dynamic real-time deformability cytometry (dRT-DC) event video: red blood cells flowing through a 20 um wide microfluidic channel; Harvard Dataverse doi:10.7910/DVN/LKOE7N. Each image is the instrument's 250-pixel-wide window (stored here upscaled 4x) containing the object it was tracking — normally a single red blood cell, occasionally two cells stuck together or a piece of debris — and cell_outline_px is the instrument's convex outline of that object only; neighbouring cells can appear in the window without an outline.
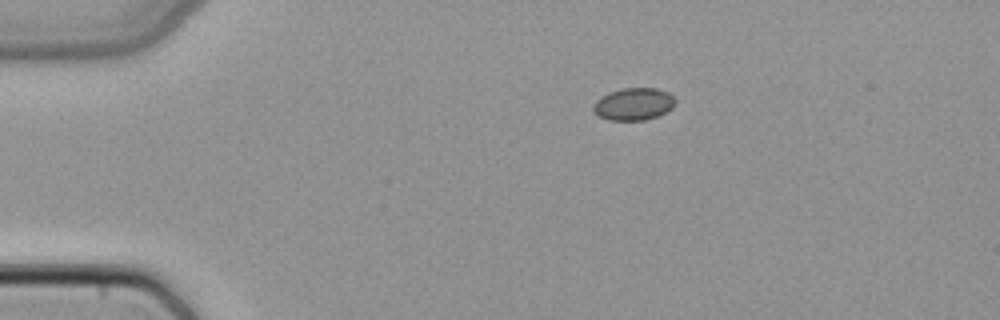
{"species": "common noctule bat (a hibernating species)", "species_latin": "Nyctalus noctula", "temperature_condition": "cold", "stored_images_in_passage": 3, "camera_frame_rate_fps": 3000, "um_per_image_px": 0.085, "animal": {"sex": "female", "body_mass_g": 22.7, "forearm_length_mm": 54.2}, "frame": {"image": 1, "passage_image": 1, "time_ms": 0.0, "image_size_px": [1000, 320], "cell_outline_px": [[676, 100], [672, 108], [656, 116], [644, 120], [608, 120], [592, 112], [592, 104], [600, 96], [608, 92], [620, 88], [656, 88], [668, 92]], "centroid_in_image_um": [53.8, 8.83], "position_along_channel_um": 31.2, "area_um2": 15.55}}
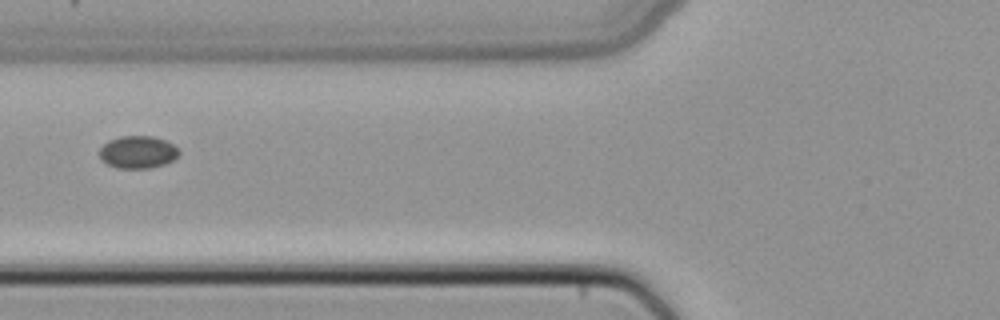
{"frame": {"image": 2, "passage_image": 3, "time_ms": 0.667, "image_size_px": [1000, 320], "cell_outline_px": [[180, 152], [172, 160], [164, 164], [148, 168], [116, 168], [100, 160], [100, 148], [108, 140], [120, 136], [152, 136], [164, 140], [172, 144]], "centroid_in_image_um": [11.67, 12.93], "position_along_channel_um": 114.1, "area_um2": 14.91}}